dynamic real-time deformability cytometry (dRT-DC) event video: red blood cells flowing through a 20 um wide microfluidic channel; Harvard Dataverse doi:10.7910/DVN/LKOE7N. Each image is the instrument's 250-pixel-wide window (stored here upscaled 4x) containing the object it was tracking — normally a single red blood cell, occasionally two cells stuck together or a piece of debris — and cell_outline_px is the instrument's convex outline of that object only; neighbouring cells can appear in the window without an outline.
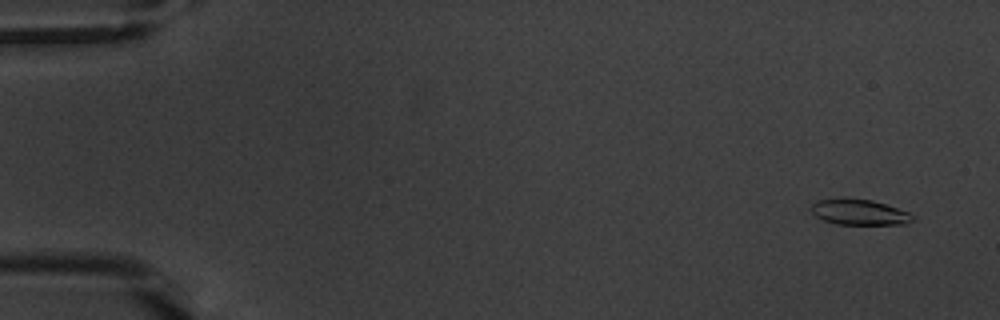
{"species": "common noctule bat (a hibernating species)", "species_latin": "Nyctalus noctula", "temperature_condition": "warm", "stored_images_in_passage": 55, "camera_frame_rate_fps": 3000, "um_per_image_px": 0.085, "animal": {"sex": "male", "body_mass_g": 20.1, "forearm_length_mm": 53.5}, "frame": {"image": 1, "passage_image": 4, "time_ms": 1.0, "image_size_px": [1000, 320], "cell_outline_px": [[912, 220], [904, 224], [836, 224], [824, 220], [816, 216], [808, 208], [812, 204], [820, 200], [844, 196], [848, 196], [872, 200], [908, 212], [912, 216]], "centroid_in_image_um": [72.95, 18.0], "position_along_channel_um": 12.0, "area_um2": 15.26}}
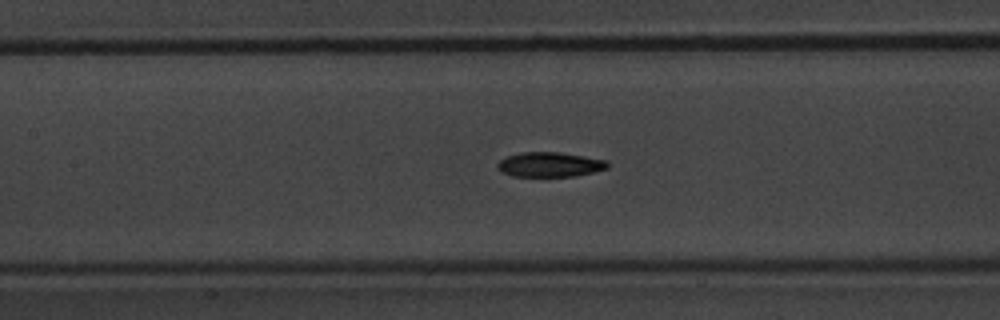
{"frame": {"image": 2, "passage_image": 26, "time_ms": 8.333, "image_size_px": [1000, 320], "cell_outline_px": [[608, 168], [576, 176], [512, 176], [496, 168], [496, 164], [500, 160], [508, 156], [520, 152], [560, 152], [608, 160]], "centroid_in_image_um": [46.73, 13.98], "position_along_channel_um": 160.7, "area_um2": 15.84}}
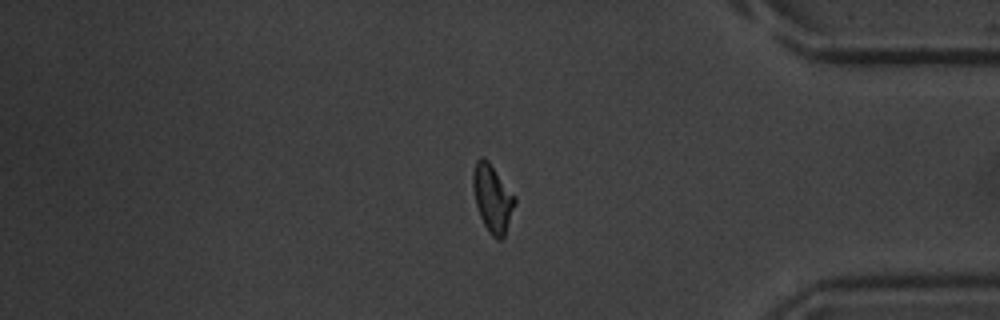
{"frame": {"image": 3, "passage_image": 46, "time_ms": 15.0, "image_size_px": [1000, 320], "cell_outline_px": [[516, 204], [504, 236], [500, 240], [496, 240], [488, 232], [480, 216], [476, 204], [472, 188], [472, 172], [476, 160], [480, 156], [484, 156], [488, 160], [516, 196]], "centroid_in_image_um": [41.86, 16.83], "position_along_channel_um": 393.3, "area_um2": 16.76}, "authors_computed_cell_mechanics": {"area_um2": 16.0106, "velocity_mm_per_s": 3.8361, "shape_relaxation_time_tau1_ms": 3.4532, "shape_relaxation_time_tau2_ms": 3.4443, "deformation_change_tau1": 0.1388, "deformation_change_tau2": 0.1019}}